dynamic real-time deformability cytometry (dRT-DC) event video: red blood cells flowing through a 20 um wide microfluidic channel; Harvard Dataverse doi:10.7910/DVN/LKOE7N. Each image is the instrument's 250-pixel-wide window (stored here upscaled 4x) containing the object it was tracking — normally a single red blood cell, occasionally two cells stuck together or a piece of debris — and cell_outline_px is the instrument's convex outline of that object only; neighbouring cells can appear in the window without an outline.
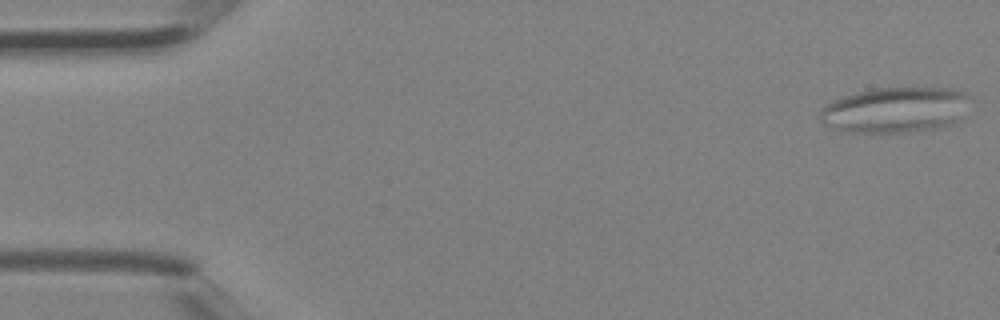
{"species": "Egyptian fruit bat (a non-hibernating species)", "species_latin": "Rousettus aegyptiacus", "temperature_condition": "room temperature", "stored_images_in_passage": 3, "camera_frame_rate_fps": 3000, "um_per_image_px": 0.085, "animal": {"sex": "female"}, "frame": {"image": 1, "passage_image": 1, "time_ms": 0.0, "image_size_px": [1000, 320], "cell_outline_px": [[968, 96], [964, 120], [952, 124], [936, 128], [908, 132], [840, 132], [820, 124], [820, 108], [824, 104], [840, 96], [872, 88], [960, 88], [968, 92]], "centroid_in_image_um": [76.08, 9.34], "position_along_channel_um": 8.9, "area_um2": 40.86}}
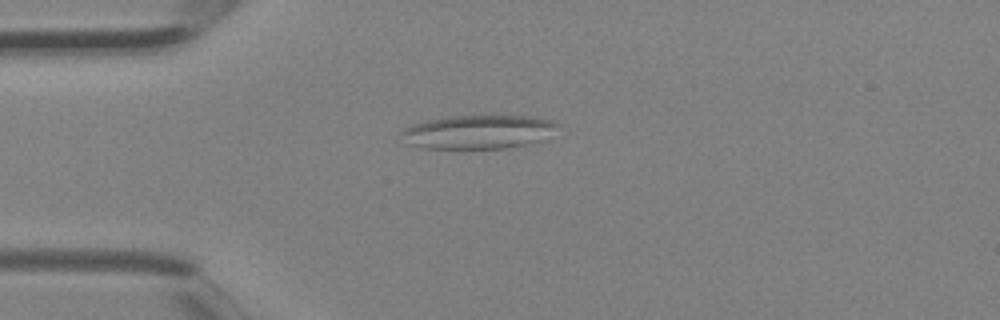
{"frame": {"image": 2, "passage_image": 3, "time_ms": 0.667, "image_size_px": [1000, 320], "cell_outline_px": [[560, 124], [540, 140], [528, 144], [504, 148], [424, 148], [408, 144], [400, 132], [404, 128], [412, 124], [428, 120], [448, 116], [532, 116], [552, 120]], "centroid_in_image_um": [40.62, 11.2], "position_along_channel_um": 44.4, "area_um2": 30.4}}